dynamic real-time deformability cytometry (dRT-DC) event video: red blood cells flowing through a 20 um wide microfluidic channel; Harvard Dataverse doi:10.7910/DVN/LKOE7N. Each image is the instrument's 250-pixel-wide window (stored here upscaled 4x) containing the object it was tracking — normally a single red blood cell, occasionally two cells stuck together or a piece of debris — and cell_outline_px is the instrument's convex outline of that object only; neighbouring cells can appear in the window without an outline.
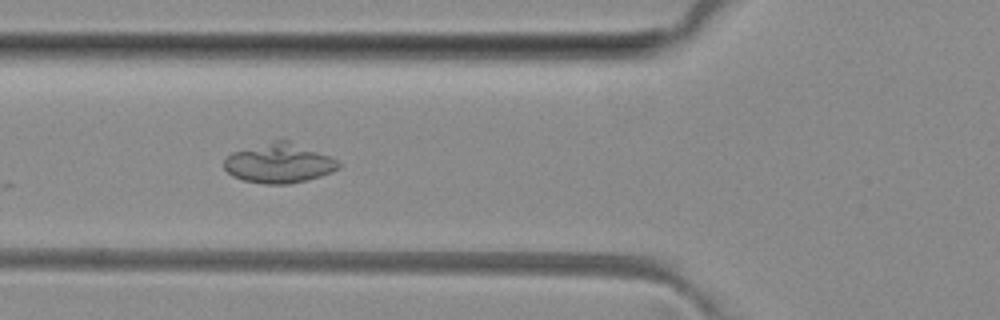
{"species": "common noctule bat (a hibernating species)", "species_latin": "Nyctalus noctula", "temperature_condition": "room temperature", "stored_images_in_passage": 5, "camera_frame_rate_fps": 3000, "um_per_image_px": 0.085, "animal": {"sex": "female", "body_mass_g": 29.2, "forearm_length_mm": 56.3}, "frame": {"image": 1, "passage_image": 2, "time_ms": 1.0, "image_size_px": [1000, 320], "cell_outline_px": [[340, 168], [332, 172], [320, 176], [288, 184], [264, 184], [244, 180], [232, 176], [224, 168], [224, 160], [232, 152], [272, 140], [288, 140], [328, 156], [336, 160], [340, 164]], "centroid_in_image_um": [23.69, 13.87], "position_along_channel_um": 102.1, "area_um2": 26.13}}
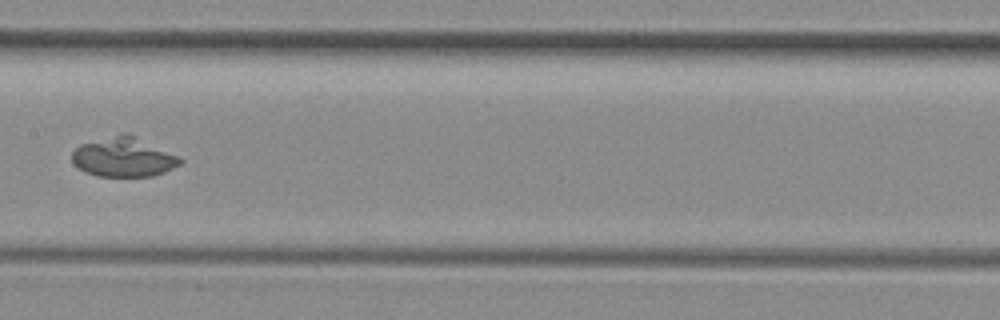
{"frame": {"image": 2, "passage_image": 4, "time_ms": 3.333, "image_size_px": [1000, 320], "cell_outline_px": [[184, 160], [180, 164], [164, 172], [152, 176], [96, 176], [84, 172], [72, 160], [72, 152], [80, 144], [120, 132], [128, 132], [180, 156]], "centroid_in_image_um": [10.52, 13.33], "position_along_channel_um": 196.9, "area_um2": 25.14}}
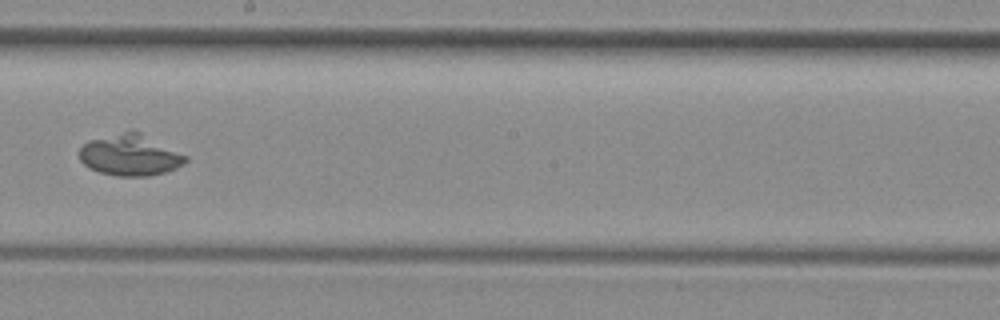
{"frame": {"image": 3, "passage_image": 5, "time_ms": 4.333, "image_size_px": [1000, 320], "cell_outline_px": [[188, 160], [184, 164], [168, 172], [148, 176], [116, 176], [100, 172], [88, 168], [80, 160], [80, 148], [88, 140], [128, 128], [132, 128], [188, 156]], "centroid_in_image_um": [11.05, 13.16], "position_along_channel_um": 237.1, "area_um2": 26.07}}